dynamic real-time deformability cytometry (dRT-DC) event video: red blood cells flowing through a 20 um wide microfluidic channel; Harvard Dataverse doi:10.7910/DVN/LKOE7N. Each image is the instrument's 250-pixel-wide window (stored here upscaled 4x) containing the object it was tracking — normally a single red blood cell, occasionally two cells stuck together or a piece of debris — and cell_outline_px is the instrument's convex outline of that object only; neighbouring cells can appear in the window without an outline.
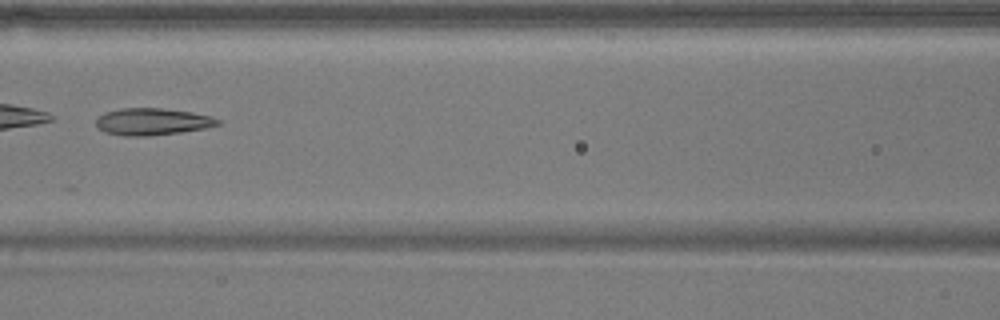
{"species": "common noctule bat (a hibernating species)", "species_latin": "Nyctalus noctula", "temperature_condition": "warm", "stored_images_in_passage": 6, "camera_frame_rate_fps": 3000, "um_per_image_px": 0.085, "animal": {"sex": "male", "body_mass_g": 17.9}, "frame": {"image": 1, "passage_image": 6, "time_ms": 7.333, "image_size_px": [1000, 320], "cell_outline_px": [[220, 124], [204, 128], [180, 132], [148, 136], [124, 136], [104, 132], [96, 124], [96, 116], [104, 112], [120, 108], [160, 108], [192, 112], [212, 116], [220, 120]], "centroid_in_image_um": [12.91, 10.33], "position_along_channel_um": 153.7, "area_um2": 19.19}}